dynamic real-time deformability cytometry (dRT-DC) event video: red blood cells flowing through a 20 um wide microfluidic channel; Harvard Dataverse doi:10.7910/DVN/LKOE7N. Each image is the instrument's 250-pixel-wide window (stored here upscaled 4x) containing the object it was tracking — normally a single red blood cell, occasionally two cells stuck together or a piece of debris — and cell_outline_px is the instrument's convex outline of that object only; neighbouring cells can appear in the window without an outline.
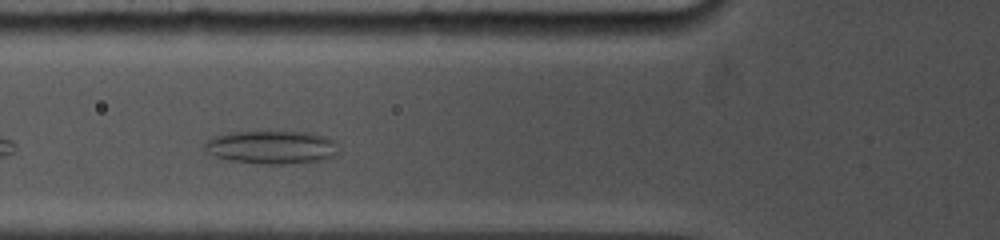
{"species": "common noctule bat (a hibernating species)", "species_latin": "Nyctalus noctula", "temperature_condition": "cold", "stored_images_in_passage": 23, "camera_frame_rate_fps": 5000, "um_per_image_px": 0.085, "animal": {"sex": "female", "body_mass_g": 19.0, "forearm_length_mm": 53.3}, "frame": {"image": 1, "passage_image": 4, "time_ms": 1.4, "image_size_px": [1000, 240], "cell_outline_px": [[340, 152], [324, 160], [292, 164], [260, 164], [228, 160], [212, 156], [204, 148], [204, 144], [208, 140], [216, 136], [228, 132], [312, 132], [336, 140]], "centroid_in_image_um": [23.13, 12.52], "position_along_channel_um": 102.7, "area_um2": 26.3}}
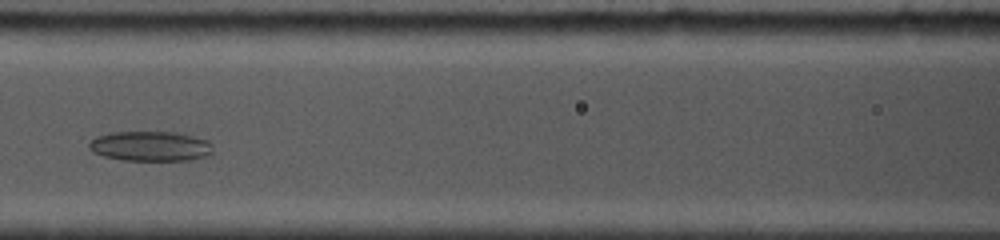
{"frame": {"image": 2, "passage_image": 7, "time_ms": 2.8, "image_size_px": [1000, 240], "cell_outline_px": [[212, 152], [208, 156], [188, 160], [124, 160], [104, 156], [92, 152], [88, 148], [88, 144], [96, 136], [112, 132], [176, 132], [208, 140], [212, 144]], "centroid_in_image_um": [12.78, 12.42], "position_along_channel_um": 153.8, "area_um2": 21.62}}